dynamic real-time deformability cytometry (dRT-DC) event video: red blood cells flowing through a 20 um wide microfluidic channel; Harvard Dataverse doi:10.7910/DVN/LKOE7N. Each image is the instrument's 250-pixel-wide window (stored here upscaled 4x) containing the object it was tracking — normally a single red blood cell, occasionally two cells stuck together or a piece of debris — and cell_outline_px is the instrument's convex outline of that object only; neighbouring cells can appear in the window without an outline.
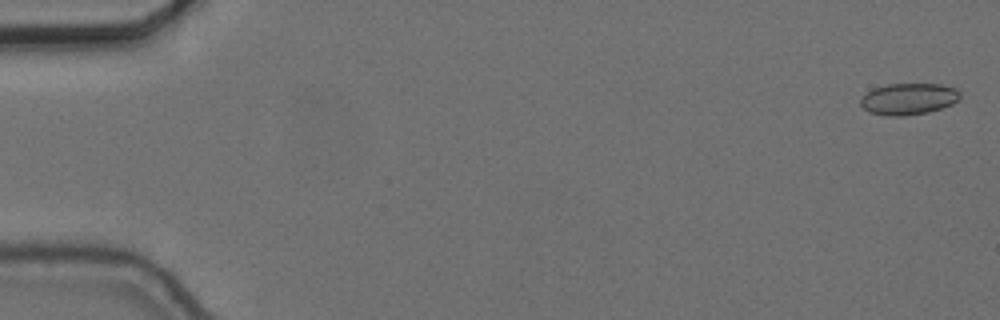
{"species": "common noctule bat (a hibernating species)", "species_latin": "Nyctalus noctula", "temperature_condition": "cold", "stored_images_in_passage": 57, "camera_frame_rate_fps": 3000, "um_per_image_px": 0.085, "animal": {"sex": "female", "body_mass_g": 24.6, "forearm_length_mm": 56.2}, "frame": {"image": 1, "passage_image": 2, "time_ms": 0.333, "image_size_px": [1000, 320], "cell_outline_px": [[960, 100], [952, 104], [928, 112], [900, 116], [888, 116], [868, 112], [860, 104], [860, 100], [872, 88], [888, 84], [940, 84], [956, 88], [960, 92]], "centroid_in_image_um": [77.24, 8.4], "position_along_channel_um": 7.8, "area_um2": 18.26}}
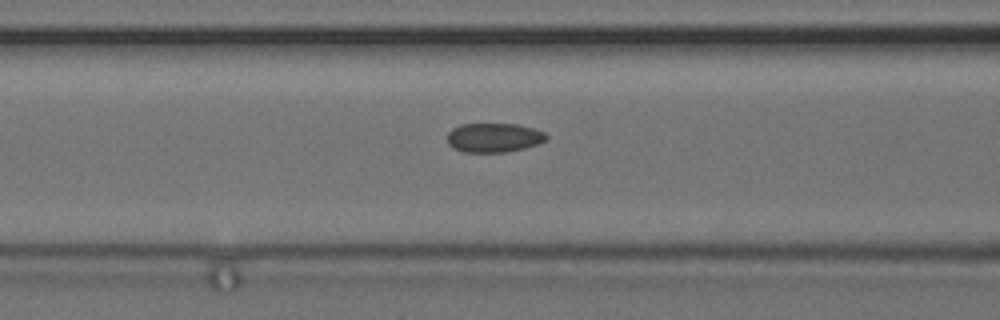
{"frame": {"image": 2, "passage_image": 24, "time_ms": 7.667, "image_size_px": [1000, 320], "cell_outline_px": [[548, 136], [544, 140], [536, 144], [524, 148], [508, 152], [464, 152], [452, 148], [448, 144], [448, 132], [452, 128], [460, 124], [516, 124], [532, 128], [544, 132]], "centroid_in_image_um": [41.93, 11.7], "position_along_channel_um": 124.7, "area_um2": 16.82}}
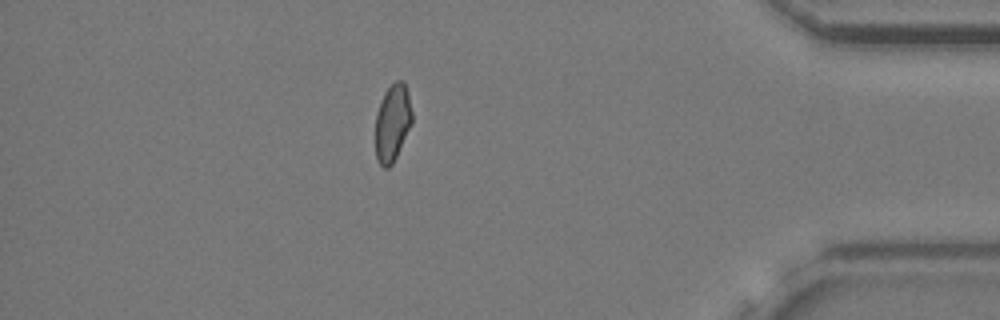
{"frame": {"image": 3, "passage_image": 50, "time_ms": 16.333, "image_size_px": [1000, 320], "cell_outline_px": [[412, 124], [392, 164], [388, 168], [384, 168], [376, 160], [376, 112], [380, 100], [384, 92], [396, 80], [404, 80], [408, 92], [412, 112]], "centroid_in_image_um": [33.36, 10.41], "position_along_channel_um": 401.8, "area_um2": 16.59}, "authors_computed_cell_mechanics": {"area_um2": 17.34, "velocity_mm_per_s": 3.6682, "shape_relaxation_time_tau1_ms": null, "shape_relaxation_time_tau2_ms": 1.6531, "deformation_change_tau1": null, "deformation_change_tau2": 0.0653}}